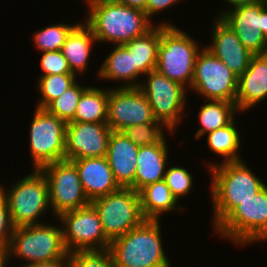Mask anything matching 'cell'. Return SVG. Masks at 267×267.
I'll use <instances>...</instances> for the list:
<instances>
[{
	"instance_id": "1",
	"label": "cell",
	"mask_w": 267,
	"mask_h": 267,
	"mask_svg": "<svg viewBox=\"0 0 267 267\" xmlns=\"http://www.w3.org/2000/svg\"><path fill=\"white\" fill-rule=\"evenodd\" d=\"M86 24L98 43L123 45L150 31L154 24L147 14L117 0H103L91 5Z\"/></svg>"
},
{
	"instance_id": "2",
	"label": "cell",
	"mask_w": 267,
	"mask_h": 267,
	"mask_svg": "<svg viewBox=\"0 0 267 267\" xmlns=\"http://www.w3.org/2000/svg\"><path fill=\"white\" fill-rule=\"evenodd\" d=\"M208 170L211 174L213 229L236 206L266 186L243 160L217 164Z\"/></svg>"
},
{
	"instance_id": "3",
	"label": "cell",
	"mask_w": 267,
	"mask_h": 267,
	"mask_svg": "<svg viewBox=\"0 0 267 267\" xmlns=\"http://www.w3.org/2000/svg\"><path fill=\"white\" fill-rule=\"evenodd\" d=\"M161 235L160 220H145L112 240L109 250L114 267H172Z\"/></svg>"
},
{
	"instance_id": "4",
	"label": "cell",
	"mask_w": 267,
	"mask_h": 267,
	"mask_svg": "<svg viewBox=\"0 0 267 267\" xmlns=\"http://www.w3.org/2000/svg\"><path fill=\"white\" fill-rule=\"evenodd\" d=\"M175 25L161 24L156 70L189 90L200 43Z\"/></svg>"
},
{
	"instance_id": "5",
	"label": "cell",
	"mask_w": 267,
	"mask_h": 267,
	"mask_svg": "<svg viewBox=\"0 0 267 267\" xmlns=\"http://www.w3.org/2000/svg\"><path fill=\"white\" fill-rule=\"evenodd\" d=\"M0 195L6 200L14 227L42 224L40 217L48 207L50 210L47 180L37 169L8 189L1 184Z\"/></svg>"
},
{
	"instance_id": "6",
	"label": "cell",
	"mask_w": 267,
	"mask_h": 267,
	"mask_svg": "<svg viewBox=\"0 0 267 267\" xmlns=\"http://www.w3.org/2000/svg\"><path fill=\"white\" fill-rule=\"evenodd\" d=\"M5 257L8 263L13 257L22 262L25 260L23 265L69 258L63 242L62 227L59 224L49 225L45 221L37 225L14 227Z\"/></svg>"
},
{
	"instance_id": "7",
	"label": "cell",
	"mask_w": 267,
	"mask_h": 267,
	"mask_svg": "<svg viewBox=\"0 0 267 267\" xmlns=\"http://www.w3.org/2000/svg\"><path fill=\"white\" fill-rule=\"evenodd\" d=\"M213 230L239 247L267 242V185L236 206Z\"/></svg>"
},
{
	"instance_id": "8",
	"label": "cell",
	"mask_w": 267,
	"mask_h": 267,
	"mask_svg": "<svg viewBox=\"0 0 267 267\" xmlns=\"http://www.w3.org/2000/svg\"><path fill=\"white\" fill-rule=\"evenodd\" d=\"M97 211L106 237L112 241L146 219L141 210L140 195L132 188H120L90 203Z\"/></svg>"
},
{
	"instance_id": "9",
	"label": "cell",
	"mask_w": 267,
	"mask_h": 267,
	"mask_svg": "<svg viewBox=\"0 0 267 267\" xmlns=\"http://www.w3.org/2000/svg\"><path fill=\"white\" fill-rule=\"evenodd\" d=\"M145 76L146 80H142L138 88L148 99L156 120L170 132L176 133L187 105V88L157 70L150 71Z\"/></svg>"
},
{
	"instance_id": "10",
	"label": "cell",
	"mask_w": 267,
	"mask_h": 267,
	"mask_svg": "<svg viewBox=\"0 0 267 267\" xmlns=\"http://www.w3.org/2000/svg\"><path fill=\"white\" fill-rule=\"evenodd\" d=\"M66 125L45 108L36 107L29 133V151L34 169L65 160Z\"/></svg>"
},
{
	"instance_id": "11",
	"label": "cell",
	"mask_w": 267,
	"mask_h": 267,
	"mask_svg": "<svg viewBox=\"0 0 267 267\" xmlns=\"http://www.w3.org/2000/svg\"><path fill=\"white\" fill-rule=\"evenodd\" d=\"M48 184L49 204L52 216L90 205L75 164L70 160L50 163L39 169Z\"/></svg>"
},
{
	"instance_id": "12",
	"label": "cell",
	"mask_w": 267,
	"mask_h": 267,
	"mask_svg": "<svg viewBox=\"0 0 267 267\" xmlns=\"http://www.w3.org/2000/svg\"><path fill=\"white\" fill-rule=\"evenodd\" d=\"M238 78L226 65L205 47L197 55L192 92L204 100H221L235 103Z\"/></svg>"
},
{
	"instance_id": "13",
	"label": "cell",
	"mask_w": 267,
	"mask_h": 267,
	"mask_svg": "<svg viewBox=\"0 0 267 267\" xmlns=\"http://www.w3.org/2000/svg\"><path fill=\"white\" fill-rule=\"evenodd\" d=\"M64 246L68 253L79 250H103L110 247L99 215L90 204L60 214ZM63 224V225H62Z\"/></svg>"
},
{
	"instance_id": "14",
	"label": "cell",
	"mask_w": 267,
	"mask_h": 267,
	"mask_svg": "<svg viewBox=\"0 0 267 267\" xmlns=\"http://www.w3.org/2000/svg\"><path fill=\"white\" fill-rule=\"evenodd\" d=\"M146 123L160 122L154 117L148 99L138 87L109 89L107 124L112 131Z\"/></svg>"
},
{
	"instance_id": "15",
	"label": "cell",
	"mask_w": 267,
	"mask_h": 267,
	"mask_svg": "<svg viewBox=\"0 0 267 267\" xmlns=\"http://www.w3.org/2000/svg\"><path fill=\"white\" fill-rule=\"evenodd\" d=\"M259 1L246 2L218 13L235 31L241 43L254 55L267 52V39L262 33V9Z\"/></svg>"
},
{
	"instance_id": "16",
	"label": "cell",
	"mask_w": 267,
	"mask_h": 267,
	"mask_svg": "<svg viewBox=\"0 0 267 267\" xmlns=\"http://www.w3.org/2000/svg\"><path fill=\"white\" fill-rule=\"evenodd\" d=\"M111 132L107 123H67L65 159L71 161L106 156Z\"/></svg>"
},
{
	"instance_id": "17",
	"label": "cell",
	"mask_w": 267,
	"mask_h": 267,
	"mask_svg": "<svg viewBox=\"0 0 267 267\" xmlns=\"http://www.w3.org/2000/svg\"><path fill=\"white\" fill-rule=\"evenodd\" d=\"M210 45H205L214 56L220 59L239 78L248 68L253 53L239 40L235 31L220 16H214Z\"/></svg>"
},
{
	"instance_id": "18",
	"label": "cell",
	"mask_w": 267,
	"mask_h": 267,
	"mask_svg": "<svg viewBox=\"0 0 267 267\" xmlns=\"http://www.w3.org/2000/svg\"><path fill=\"white\" fill-rule=\"evenodd\" d=\"M267 99V54L253 55L248 68L238 78L235 104L239 113L248 112Z\"/></svg>"
},
{
	"instance_id": "19",
	"label": "cell",
	"mask_w": 267,
	"mask_h": 267,
	"mask_svg": "<svg viewBox=\"0 0 267 267\" xmlns=\"http://www.w3.org/2000/svg\"><path fill=\"white\" fill-rule=\"evenodd\" d=\"M138 152L139 146L135 145L124 133L111 132L106 158L116 182L122 188L134 190Z\"/></svg>"
},
{
	"instance_id": "20",
	"label": "cell",
	"mask_w": 267,
	"mask_h": 267,
	"mask_svg": "<svg viewBox=\"0 0 267 267\" xmlns=\"http://www.w3.org/2000/svg\"><path fill=\"white\" fill-rule=\"evenodd\" d=\"M71 161L78 170L83 190L90 202L121 188L114 178L106 156Z\"/></svg>"
},
{
	"instance_id": "21",
	"label": "cell",
	"mask_w": 267,
	"mask_h": 267,
	"mask_svg": "<svg viewBox=\"0 0 267 267\" xmlns=\"http://www.w3.org/2000/svg\"><path fill=\"white\" fill-rule=\"evenodd\" d=\"M167 137L159 143L139 146L137 169L134 178V190L138 193L146 186L165 178L169 163Z\"/></svg>"
},
{
	"instance_id": "22",
	"label": "cell",
	"mask_w": 267,
	"mask_h": 267,
	"mask_svg": "<svg viewBox=\"0 0 267 267\" xmlns=\"http://www.w3.org/2000/svg\"><path fill=\"white\" fill-rule=\"evenodd\" d=\"M161 24L174 25L163 21L148 31L146 34L134 38L123 46L133 54L134 60V88L139 87L142 75L148 74L150 71L156 70L158 59V48L160 44Z\"/></svg>"
},
{
	"instance_id": "23",
	"label": "cell",
	"mask_w": 267,
	"mask_h": 267,
	"mask_svg": "<svg viewBox=\"0 0 267 267\" xmlns=\"http://www.w3.org/2000/svg\"><path fill=\"white\" fill-rule=\"evenodd\" d=\"M97 40L91 28L85 23H78L67 35L61 48L64 58L72 73L82 77L89 67V60ZM84 72V73H83Z\"/></svg>"
},
{
	"instance_id": "24",
	"label": "cell",
	"mask_w": 267,
	"mask_h": 267,
	"mask_svg": "<svg viewBox=\"0 0 267 267\" xmlns=\"http://www.w3.org/2000/svg\"><path fill=\"white\" fill-rule=\"evenodd\" d=\"M141 210L146 220H160L161 214L181 210L165 180L144 187L140 192ZM181 208V209H179Z\"/></svg>"
},
{
	"instance_id": "25",
	"label": "cell",
	"mask_w": 267,
	"mask_h": 267,
	"mask_svg": "<svg viewBox=\"0 0 267 267\" xmlns=\"http://www.w3.org/2000/svg\"><path fill=\"white\" fill-rule=\"evenodd\" d=\"M103 61L97 76L99 80L123 81L119 88H134V60L133 54L123 45H114L113 50ZM126 82V83H125Z\"/></svg>"
},
{
	"instance_id": "26",
	"label": "cell",
	"mask_w": 267,
	"mask_h": 267,
	"mask_svg": "<svg viewBox=\"0 0 267 267\" xmlns=\"http://www.w3.org/2000/svg\"><path fill=\"white\" fill-rule=\"evenodd\" d=\"M198 112V122L201 127L196 131L195 137L200 139L206 134L230 124L237 113V106L233 102L221 100H205Z\"/></svg>"
},
{
	"instance_id": "27",
	"label": "cell",
	"mask_w": 267,
	"mask_h": 267,
	"mask_svg": "<svg viewBox=\"0 0 267 267\" xmlns=\"http://www.w3.org/2000/svg\"><path fill=\"white\" fill-rule=\"evenodd\" d=\"M235 119L228 125L218 128L205 136H207V144L210 151L214 152L220 157H223L221 162L209 163L208 169L216 166L217 164L240 161L241 158L239 152L241 147L240 132L236 125ZM239 150V151H238ZM214 163V164H213Z\"/></svg>"
},
{
	"instance_id": "28",
	"label": "cell",
	"mask_w": 267,
	"mask_h": 267,
	"mask_svg": "<svg viewBox=\"0 0 267 267\" xmlns=\"http://www.w3.org/2000/svg\"><path fill=\"white\" fill-rule=\"evenodd\" d=\"M109 88L88 86L81 94L71 122L107 123Z\"/></svg>"
},
{
	"instance_id": "29",
	"label": "cell",
	"mask_w": 267,
	"mask_h": 267,
	"mask_svg": "<svg viewBox=\"0 0 267 267\" xmlns=\"http://www.w3.org/2000/svg\"><path fill=\"white\" fill-rule=\"evenodd\" d=\"M76 76V74L39 76L37 88L41 98L36 107L45 108L51 101L60 97L78 80Z\"/></svg>"
},
{
	"instance_id": "30",
	"label": "cell",
	"mask_w": 267,
	"mask_h": 267,
	"mask_svg": "<svg viewBox=\"0 0 267 267\" xmlns=\"http://www.w3.org/2000/svg\"><path fill=\"white\" fill-rule=\"evenodd\" d=\"M76 25V23L73 25L62 22L45 26L33 33V44L39 50L38 52L61 50L67 35Z\"/></svg>"
},
{
	"instance_id": "31",
	"label": "cell",
	"mask_w": 267,
	"mask_h": 267,
	"mask_svg": "<svg viewBox=\"0 0 267 267\" xmlns=\"http://www.w3.org/2000/svg\"><path fill=\"white\" fill-rule=\"evenodd\" d=\"M87 87L82 86L76 81L65 93L51 101L45 109L66 124L71 122L74 118L81 94Z\"/></svg>"
},
{
	"instance_id": "32",
	"label": "cell",
	"mask_w": 267,
	"mask_h": 267,
	"mask_svg": "<svg viewBox=\"0 0 267 267\" xmlns=\"http://www.w3.org/2000/svg\"><path fill=\"white\" fill-rule=\"evenodd\" d=\"M167 130L171 135L175 132H170L162 123H146L126 127L121 132L129 138L135 145L145 146L159 143L166 135Z\"/></svg>"
},
{
	"instance_id": "33",
	"label": "cell",
	"mask_w": 267,
	"mask_h": 267,
	"mask_svg": "<svg viewBox=\"0 0 267 267\" xmlns=\"http://www.w3.org/2000/svg\"><path fill=\"white\" fill-rule=\"evenodd\" d=\"M68 257L69 267H114L109 248L73 251L68 253Z\"/></svg>"
},
{
	"instance_id": "34",
	"label": "cell",
	"mask_w": 267,
	"mask_h": 267,
	"mask_svg": "<svg viewBox=\"0 0 267 267\" xmlns=\"http://www.w3.org/2000/svg\"><path fill=\"white\" fill-rule=\"evenodd\" d=\"M189 172L181 165L167 167L164 180L177 201L193 191V175Z\"/></svg>"
},
{
	"instance_id": "35",
	"label": "cell",
	"mask_w": 267,
	"mask_h": 267,
	"mask_svg": "<svg viewBox=\"0 0 267 267\" xmlns=\"http://www.w3.org/2000/svg\"><path fill=\"white\" fill-rule=\"evenodd\" d=\"M41 54L40 67L43 73L40 76L74 74L71 72L61 50L41 52Z\"/></svg>"
},
{
	"instance_id": "36",
	"label": "cell",
	"mask_w": 267,
	"mask_h": 267,
	"mask_svg": "<svg viewBox=\"0 0 267 267\" xmlns=\"http://www.w3.org/2000/svg\"><path fill=\"white\" fill-rule=\"evenodd\" d=\"M13 229L6 200L0 195V256H5L8 251Z\"/></svg>"
},
{
	"instance_id": "37",
	"label": "cell",
	"mask_w": 267,
	"mask_h": 267,
	"mask_svg": "<svg viewBox=\"0 0 267 267\" xmlns=\"http://www.w3.org/2000/svg\"><path fill=\"white\" fill-rule=\"evenodd\" d=\"M178 2L180 0H147L145 13L152 20V17L157 16L159 12L166 11V9L178 4Z\"/></svg>"
},
{
	"instance_id": "38",
	"label": "cell",
	"mask_w": 267,
	"mask_h": 267,
	"mask_svg": "<svg viewBox=\"0 0 267 267\" xmlns=\"http://www.w3.org/2000/svg\"><path fill=\"white\" fill-rule=\"evenodd\" d=\"M20 267H69V258L55 259L48 262H35Z\"/></svg>"
},
{
	"instance_id": "39",
	"label": "cell",
	"mask_w": 267,
	"mask_h": 267,
	"mask_svg": "<svg viewBox=\"0 0 267 267\" xmlns=\"http://www.w3.org/2000/svg\"><path fill=\"white\" fill-rule=\"evenodd\" d=\"M118 2L145 12L147 0H117Z\"/></svg>"
},
{
	"instance_id": "40",
	"label": "cell",
	"mask_w": 267,
	"mask_h": 267,
	"mask_svg": "<svg viewBox=\"0 0 267 267\" xmlns=\"http://www.w3.org/2000/svg\"><path fill=\"white\" fill-rule=\"evenodd\" d=\"M262 33L267 39V7L262 9Z\"/></svg>"
},
{
	"instance_id": "41",
	"label": "cell",
	"mask_w": 267,
	"mask_h": 267,
	"mask_svg": "<svg viewBox=\"0 0 267 267\" xmlns=\"http://www.w3.org/2000/svg\"><path fill=\"white\" fill-rule=\"evenodd\" d=\"M226 3H228L227 5L230 4L231 7L238 5V4H243L246 2H253V1H257V0H224Z\"/></svg>"
},
{
	"instance_id": "42",
	"label": "cell",
	"mask_w": 267,
	"mask_h": 267,
	"mask_svg": "<svg viewBox=\"0 0 267 267\" xmlns=\"http://www.w3.org/2000/svg\"><path fill=\"white\" fill-rule=\"evenodd\" d=\"M9 266V263L6 260L5 256H0V267H7Z\"/></svg>"
},
{
	"instance_id": "43",
	"label": "cell",
	"mask_w": 267,
	"mask_h": 267,
	"mask_svg": "<svg viewBox=\"0 0 267 267\" xmlns=\"http://www.w3.org/2000/svg\"><path fill=\"white\" fill-rule=\"evenodd\" d=\"M103 0H84V3L86 2L87 7L89 8L91 5L99 3Z\"/></svg>"
},
{
	"instance_id": "44",
	"label": "cell",
	"mask_w": 267,
	"mask_h": 267,
	"mask_svg": "<svg viewBox=\"0 0 267 267\" xmlns=\"http://www.w3.org/2000/svg\"><path fill=\"white\" fill-rule=\"evenodd\" d=\"M265 7H267V0H259Z\"/></svg>"
}]
</instances>
